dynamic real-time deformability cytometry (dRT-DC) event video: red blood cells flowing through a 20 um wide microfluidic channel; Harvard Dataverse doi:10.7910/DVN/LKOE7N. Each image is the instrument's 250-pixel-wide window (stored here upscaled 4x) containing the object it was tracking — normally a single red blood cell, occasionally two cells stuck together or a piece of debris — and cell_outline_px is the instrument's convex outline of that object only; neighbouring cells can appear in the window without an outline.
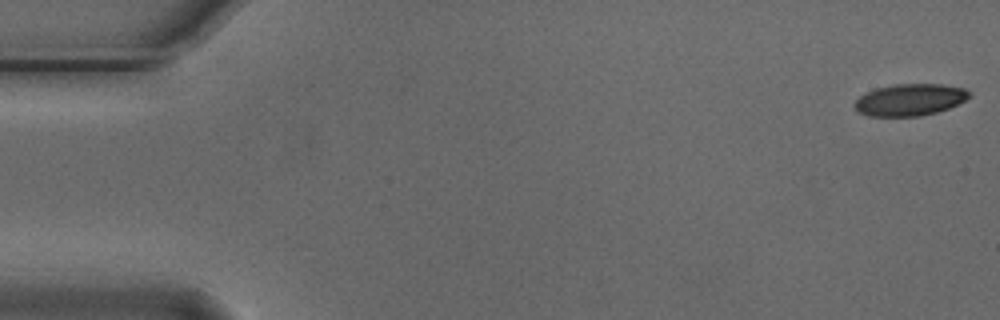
{"species": "Egyptian fruit bat (a non-hibernating species)", "species_latin": "Rousettus aegyptiacus", "temperature_condition": "cold", "stored_images_in_passage": 13, "camera_frame_rate_fps": 3000, "um_per_image_px": 0.085, "animal": {"sex": "male"}, "frame": {"image": 1, "passage_image": 1, "time_ms": 0.0, "image_size_px": [1000, 320], "cell_outline_px": [[972, 96], [948, 108], [936, 112], [920, 116], [868, 116], [856, 112], [852, 104], [860, 96], [876, 88], [892, 84], [944, 84], [964, 88], [972, 92]], "centroid_in_image_um": [77.32, 8.48], "position_along_channel_um": 7.7, "area_um2": 21.44}}